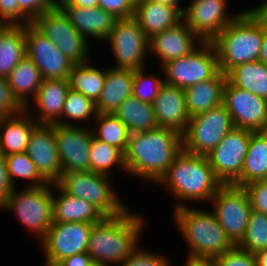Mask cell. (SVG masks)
I'll list each match as a JSON object with an SVG mask.
<instances>
[{
  "label": "cell",
  "instance_id": "obj_1",
  "mask_svg": "<svg viewBox=\"0 0 267 266\" xmlns=\"http://www.w3.org/2000/svg\"><path fill=\"white\" fill-rule=\"evenodd\" d=\"M182 151V134L174 129L158 127L131 133L125 152L126 171L157 185Z\"/></svg>",
  "mask_w": 267,
  "mask_h": 266
},
{
  "label": "cell",
  "instance_id": "obj_2",
  "mask_svg": "<svg viewBox=\"0 0 267 266\" xmlns=\"http://www.w3.org/2000/svg\"><path fill=\"white\" fill-rule=\"evenodd\" d=\"M145 226L144 216L131 208L105 216L93 223L86 252L94 262L119 266L140 243Z\"/></svg>",
  "mask_w": 267,
  "mask_h": 266
},
{
  "label": "cell",
  "instance_id": "obj_3",
  "mask_svg": "<svg viewBox=\"0 0 267 266\" xmlns=\"http://www.w3.org/2000/svg\"><path fill=\"white\" fill-rule=\"evenodd\" d=\"M158 185L167 188L173 200L176 199L175 210L191 206L192 202L209 204L223 184L216 178L207 156L182 151Z\"/></svg>",
  "mask_w": 267,
  "mask_h": 266
},
{
  "label": "cell",
  "instance_id": "obj_4",
  "mask_svg": "<svg viewBox=\"0 0 267 266\" xmlns=\"http://www.w3.org/2000/svg\"><path fill=\"white\" fill-rule=\"evenodd\" d=\"M172 211L174 227L187 243V256L215 258L235 246L209 207L204 210L192 205Z\"/></svg>",
  "mask_w": 267,
  "mask_h": 266
},
{
  "label": "cell",
  "instance_id": "obj_5",
  "mask_svg": "<svg viewBox=\"0 0 267 266\" xmlns=\"http://www.w3.org/2000/svg\"><path fill=\"white\" fill-rule=\"evenodd\" d=\"M264 28L242 11L212 41L219 70L226 74L237 65L259 60Z\"/></svg>",
  "mask_w": 267,
  "mask_h": 266
},
{
  "label": "cell",
  "instance_id": "obj_6",
  "mask_svg": "<svg viewBox=\"0 0 267 266\" xmlns=\"http://www.w3.org/2000/svg\"><path fill=\"white\" fill-rule=\"evenodd\" d=\"M52 187V188H51ZM13 188L2 210L13 213L24 229L35 235L39 242L53 223L52 199L54 184L39 187Z\"/></svg>",
  "mask_w": 267,
  "mask_h": 266
},
{
  "label": "cell",
  "instance_id": "obj_7",
  "mask_svg": "<svg viewBox=\"0 0 267 266\" xmlns=\"http://www.w3.org/2000/svg\"><path fill=\"white\" fill-rule=\"evenodd\" d=\"M113 179L91 171H72L62 173L56 184L65 193L90 202L105 216H115L125 212L129 206L126 207L117 195Z\"/></svg>",
  "mask_w": 267,
  "mask_h": 266
},
{
  "label": "cell",
  "instance_id": "obj_8",
  "mask_svg": "<svg viewBox=\"0 0 267 266\" xmlns=\"http://www.w3.org/2000/svg\"><path fill=\"white\" fill-rule=\"evenodd\" d=\"M233 128L230 114L223 104L192 116L182 133L183 151L207 156Z\"/></svg>",
  "mask_w": 267,
  "mask_h": 266
},
{
  "label": "cell",
  "instance_id": "obj_9",
  "mask_svg": "<svg viewBox=\"0 0 267 266\" xmlns=\"http://www.w3.org/2000/svg\"><path fill=\"white\" fill-rule=\"evenodd\" d=\"M32 23L74 64L90 61L91 43L70 24L57 3Z\"/></svg>",
  "mask_w": 267,
  "mask_h": 266
},
{
  "label": "cell",
  "instance_id": "obj_10",
  "mask_svg": "<svg viewBox=\"0 0 267 266\" xmlns=\"http://www.w3.org/2000/svg\"><path fill=\"white\" fill-rule=\"evenodd\" d=\"M164 82L186 89L213 78L220 70L213 44L203 41L190 54L170 60L161 66Z\"/></svg>",
  "mask_w": 267,
  "mask_h": 266
},
{
  "label": "cell",
  "instance_id": "obj_11",
  "mask_svg": "<svg viewBox=\"0 0 267 266\" xmlns=\"http://www.w3.org/2000/svg\"><path fill=\"white\" fill-rule=\"evenodd\" d=\"M104 43L115 57L116 65L111 67L138 70L147 66L150 41L134 17L116 19Z\"/></svg>",
  "mask_w": 267,
  "mask_h": 266
},
{
  "label": "cell",
  "instance_id": "obj_12",
  "mask_svg": "<svg viewBox=\"0 0 267 266\" xmlns=\"http://www.w3.org/2000/svg\"><path fill=\"white\" fill-rule=\"evenodd\" d=\"M212 203V204H211ZM211 211L230 241L237 245L245 234L251 202L246 190L235 185H222L210 200Z\"/></svg>",
  "mask_w": 267,
  "mask_h": 266
},
{
  "label": "cell",
  "instance_id": "obj_13",
  "mask_svg": "<svg viewBox=\"0 0 267 266\" xmlns=\"http://www.w3.org/2000/svg\"><path fill=\"white\" fill-rule=\"evenodd\" d=\"M93 223H52L39 242L44 250V266H56L61 260L87 251Z\"/></svg>",
  "mask_w": 267,
  "mask_h": 266
},
{
  "label": "cell",
  "instance_id": "obj_14",
  "mask_svg": "<svg viewBox=\"0 0 267 266\" xmlns=\"http://www.w3.org/2000/svg\"><path fill=\"white\" fill-rule=\"evenodd\" d=\"M251 131L233 128L207 155L216 178L233 185L241 176Z\"/></svg>",
  "mask_w": 267,
  "mask_h": 266
},
{
  "label": "cell",
  "instance_id": "obj_15",
  "mask_svg": "<svg viewBox=\"0 0 267 266\" xmlns=\"http://www.w3.org/2000/svg\"><path fill=\"white\" fill-rule=\"evenodd\" d=\"M222 104L230 114L234 128L251 132L267 131V100L231 85L223 88Z\"/></svg>",
  "mask_w": 267,
  "mask_h": 266
},
{
  "label": "cell",
  "instance_id": "obj_16",
  "mask_svg": "<svg viewBox=\"0 0 267 266\" xmlns=\"http://www.w3.org/2000/svg\"><path fill=\"white\" fill-rule=\"evenodd\" d=\"M26 56L33 60L43 79H68L70 61L32 22L24 25Z\"/></svg>",
  "mask_w": 267,
  "mask_h": 266
},
{
  "label": "cell",
  "instance_id": "obj_17",
  "mask_svg": "<svg viewBox=\"0 0 267 266\" xmlns=\"http://www.w3.org/2000/svg\"><path fill=\"white\" fill-rule=\"evenodd\" d=\"M229 0H190L182 20L203 41L211 42L240 13H228ZM227 9V10H226Z\"/></svg>",
  "mask_w": 267,
  "mask_h": 266
},
{
  "label": "cell",
  "instance_id": "obj_18",
  "mask_svg": "<svg viewBox=\"0 0 267 266\" xmlns=\"http://www.w3.org/2000/svg\"><path fill=\"white\" fill-rule=\"evenodd\" d=\"M54 135L62 173L89 171L92 128L54 124Z\"/></svg>",
  "mask_w": 267,
  "mask_h": 266
},
{
  "label": "cell",
  "instance_id": "obj_19",
  "mask_svg": "<svg viewBox=\"0 0 267 266\" xmlns=\"http://www.w3.org/2000/svg\"><path fill=\"white\" fill-rule=\"evenodd\" d=\"M26 153L47 183L56 184L59 181L62 167L58 157L54 124H38L32 130Z\"/></svg>",
  "mask_w": 267,
  "mask_h": 266
},
{
  "label": "cell",
  "instance_id": "obj_20",
  "mask_svg": "<svg viewBox=\"0 0 267 266\" xmlns=\"http://www.w3.org/2000/svg\"><path fill=\"white\" fill-rule=\"evenodd\" d=\"M149 55L158 57L162 66L170 60L184 57L194 51L203 40L182 20L175 27L155 34L149 39Z\"/></svg>",
  "mask_w": 267,
  "mask_h": 266
},
{
  "label": "cell",
  "instance_id": "obj_21",
  "mask_svg": "<svg viewBox=\"0 0 267 266\" xmlns=\"http://www.w3.org/2000/svg\"><path fill=\"white\" fill-rule=\"evenodd\" d=\"M69 89L68 79H43L33 103L25 109L38 124H56L61 119Z\"/></svg>",
  "mask_w": 267,
  "mask_h": 266
},
{
  "label": "cell",
  "instance_id": "obj_22",
  "mask_svg": "<svg viewBox=\"0 0 267 266\" xmlns=\"http://www.w3.org/2000/svg\"><path fill=\"white\" fill-rule=\"evenodd\" d=\"M159 127H167L182 134L189 123L184 89L164 82L152 103Z\"/></svg>",
  "mask_w": 267,
  "mask_h": 266
},
{
  "label": "cell",
  "instance_id": "obj_23",
  "mask_svg": "<svg viewBox=\"0 0 267 266\" xmlns=\"http://www.w3.org/2000/svg\"><path fill=\"white\" fill-rule=\"evenodd\" d=\"M68 16L70 24L88 41L104 42L113 29L115 18L100 7L84 8L59 5Z\"/></svg>",
  "mask_w": 267,
  "mask_h": 266
},
{
  "label": "cell",
  "instance_id": "obj_24",
  "mask_svg": "<svg viewBox=\"0 0 267 266\" xmlns=\"http://www.w3.org/2000/svg\"><path fill=\"white\" fill-rule=\"evenodd\" d=\"M54 190L59 192L53 193V223H97L105 217L93 204L65 193L57 184H54Z\"/></svg>",
  "mask_w": 267,
  "mask_h": 266
},
{
  "label": "cell",
  "instance_id": "obj_25",
  "mask_svg": "<svg viewBox=\"0 0 267 266\" xmlns=\"http://www.w3.org/2000/svg\"><path fill=\"white\" fill-rule=\"evenodd\" d=\"M37 125L26 109L0 118V154L5 156L26 152L30 134Z\"/></svg>",
  "mask_w": 267,
  "mask_h": 266
},
{
  "label": "cell",
  "instance_id": "obj_26",
  "mask_svg": "<svg viewBox=\"0 0 267 266\" xmlns=\"http://www.w3.org/2000/svg\"><path fill=\"white\" fill-rule=\"evenodd\" d=\"M133 17L149 39L182 21V14L175 7L155 0H145L137 4Z\"/></svg>",
  "mask_w": 267,
  "mask_h": 266
},
{
  "label": "cell",
  "instance_id": "obj_27",
  "mask_svg": "<svg viewBox=\"0 0 267 266\" xmlns=\"http://www.w3.org/2000/svg\"><path fill=\"white\" fill-rule=\"evenodd\" d=\"M106 68L104 87L95 103L97 113H114L125 99L132 96L134 70Z\"/></svg>",
  "mask_w": 267,
  "mask_h": 266
},
{
  "label": "cell",
  "instance_id": "obj_28",
  "mask_svg": "<svg viewBox=\"0 0 267 266\" xmlns=\"http://www.w3.org/2000/svg\"><path fill=\"white\" fill-rule=\"evenodd\" d=\"M226 74L219 71L213 78L184 89L186 108L190 117L222 104Z\"/></svg>",
  "mask_w": 267,
  "mask_h": 266
},
{
  "label": "cell",
  "instance_id": "obj_29",
  "mask_svg": "<svg viewBox=\"0 0 267 266\" xmlns=\"http://www.w3.org/2000/svg\"><path fill=\"white\" fill-rule=\"evenodd\" d=\"M267 179V131L252 132L240 178L233 184L243 187L248 183Z\"/></svg>",
  "mask_w": 267,
  "mask_h": 266
},
{
  "label": "cell",
  "instance_id": "obj_30",
  "mask_svg": "<svg viewBox=\"0 0 267 266\" xmlns=\"http://www.w3.org/2000/svg\"><path fill=\"white\" fill-rule=\"evenodd\" d=\"M26 56L24 25L0 27V78H7Z\"/></svg>",
  "mask_w": 267,
  "mask_h": 266
},
{
  "label": "cell",
  "instance_id": "obj_31",
  "mask_svg": "<svg viewBox=\"0 0 267 266\" xmlns=\"http://www.w3.org/2000/svg\"><path fill=\"white\" fill-rule=\"evenodd\" d=\"M7 79L15 97L25 108L35 98L43 80L38 67L27 56L16 65Z\"/></svg>",
  "mask_w": 267,
  "mask_h": 266
},
{
  "label": "cell",
  "instance_id": "obj_32",
  "mask_svg": "<svg viewBox=\"0 0 267 266\" xmlns=\"http://www.w3.org/2000/svg\"><path fill=\"white\" fill-rule=\"evenodd\" d=\"M226 80L267 100V65L260 60L235 66L226 73Z\"/></svg>",
  "mask_w": 267,
  "mask_h": 266
},
{
  "label": "cell",
  "instance_id": "obj_33",
  "mask_svg": "<svg viewBox=\"0 0 267 266\" xmlns=\"http://www.w3.org/2000/svg\"><path fill=\"white\" fill-rule=\"evenodd\" d=\"M106 79V68L95 67L92 61L73 64L69 73V88L82 93L94 103L99 100Z\"/></svg>",
  "mask_w": 267,
  "mask_h": 266
},
{
  "label": "cell",
  "instance_id": "obj_34",
  "mask_svg": "<svg viewBox=\"0 0 267 266\" xmlns=\"http://www.w3.org/2000/svg\"><path fill=\"white\" fill-rule=\"evenodd\" d=\"M113 114L127 126L130 133L159 127L153 105L144 103L134 96L125 99Z\"/></svg>",
  "mask_w": 267,
  "mask_h": 266
},
{
  "label": "cell",
  "instance_id": "obj_35",
  "mask_svg": "<svg viewBox=\"0 0 267 266\" xmlns=\"http://www.w3.org/2000/svg\"><path fill=\"white\" fill-rule=\"evenodd\" d=\"M91 128L96 139L120 149L125 154L131 133L113 113H97Z\"/></svg>",
  "mask_w": 267,
  "mask_h": 266
},
{
  "label": "cell",
  "instance_id": "obj_36",
  "mask_svg": "<svg viewBox=\"0 0 267 266\" xmlns=\"http://www.w3.org/2000/svg\"><path fill=\"white\" fill-rule=\"evenodd\" d=\"M89 158V171L91 172L114 177L113 168L117 165L116 168L122 169L127 174L125 154L120 149L99 141L93 135Z\"/></svg>",
  "mask_w": 267,
  "mask_h": 266
},
{
  "label": "cell",
  "instance_id": "obj_37",
  "mask_svg": "<svg viewBox=\"0 0 267 266\" xmlns=\"http://www.w3.org/2000/svg\"><path fill=\"white\" fill-rule=\"evenodd\" d=\"M96 114V104L92 100L86 98L80 92L69 89L66 94L61 119L56 124L78 126V124L83 121L82 123L86 122L84 126L87 127V125H89V127H91ZM68 119H70V121ZM90 120L92 124L89 122Z\"/></svg>",
  "mask_w": 267,
  "mask_h": 266
},
{
  "label": "cell",
  "instance_id": "obj_38",
  "mask_svg": "<svg viewBox=\"0 0 267 266\" xmlns=\"http://www.w3.org/2000/svg\"><path fill=\"white\" fill-rule=\"evenodd\" d=\"M8 176L13 187L17 179L25 180L23 187H39L48 184L38 173L35 164L26 152L5 155ZM29 181V182H28Z\"/></svg>",
  "mask_w": 267,
  "mask_h": 266
},
{
  "label": "cell",
  "instance_id": "obj_39",
  "mask_svg": "<svg viewBox=\"0 0 267 266\" xmlns=\"http://www.w3.org/2000/svg\"><path fill=\"white\" fill-rule=\"evenodd\" d=\"M236 246L252 254L267 249L266 214L251 211L245 234Z\"/></svg>",
  "mask_w": 267,
  "mask_h": 266
},
{
  "label": "cell",
  "instance_id": "obj_40",
  "mask_svg": "<svg viewBox=\"0 0 267 266\" xmlns=\"http://www.w3.org/2000/svg\"><path fill=\"white\" fill-rule=\"evenodd\" d=\"M146 68L134 70L132 96L144 103L152 104L164 84V78L146 74Z\"/></svg>",
  "mask_w": 267,
  "mask_h": 266
},
{
  "label": "cell",
  "instance_id": "obj_41",
  "mask_svg": "<svg viewBox=\"0 0 267 266\" xmlns=\"http://www.w3.org/2000/svg\"><path fill=\"white\" fill-rule=\"evenodd\" d=\"M169 260L166 255L145 250L143 247L141 249V245L138 244L119 266H171Z\"/></svg>",
  "mask_w": 267,
  "mask_h": 266
},
{
  "label": "cell",
  "instance_id": "obj_42",
  "mask_svg": "<svg viewBox=\"0 0 267 266\" xmlns=\"http://www.w3.org/2000/svg\"><path fill=\"white\" fill-rule=\"evenodd\" d=\"M25 107L15 97L7 78H0V118L15 115Z\"/></svg>",
  "mask_w": 267,
  "mask_h": 266
},
{
  "label": "cell",
  "instance_id": "obj_43",
  "mask_svg": "<svg viewBox=\"0 0 267 266\" xmlns=\"http://www.w3.org/2000/svg\"><path fill=\"white\" fill-rule=\"evenodd\" d=\"M217 266H257L255 255L236 245L215 257Z\"/></svg>",
  "mask_w": 267,
  "mask_h": 266
},
{
  "label": "cell",
  "instance_id": "obj_44",
  "mask_svg": "<svg viewBox=\"0 0 267 266\" xmlns=\"http://www.w3.org/2000/svg\"><path fill=\"white\" fill-rule=\"evenodd\" d=\"M243 188L249 196L252 210L267 215V179L248 183Z\"/></svg>",
  "mask_w": 267,
  "mask_h": 266
},
{
  "label": "cell",
  "instance_id": "obj_45",
  "mask_svg": "<svg viewBox=\"0 0 267 266\" xmlns=\"http://www.w3.org/2000/svg\"><path fill=\"white\" fill-rule=\"evenodd\" d=\"M0 22L3 25H26L31 23L20 11L17 0H0Z\"/></svg>",
  "mask_w": 267,
  "mask_h": 266
},
{
  "label": "cell",
  "instance_id": "obj_46",
  "mask_svg": "<svg viewBox=\"0 0 267 266\" xmlns=\"http://www.w3.org/2000/svg\"><path fill=\"white\" fill-rule=\"evenodd\" d=\"M98 7L117 19L133 17L135 11V6L130 0H98Z\"/></svg>",
  "mask_w": 267,
  "mask_h": 266
},
{
  "label": "cell",
  "instance_id": "obj_47",
  "mask_svg": "<svg viewBox=\"0 0 267 266\" xmlns=\"http://www.w3.org/2000/svg\"><path fill=\"white\" fill-rule=\"evenodd\" d=\"M20 11L33 22L43 11L53 7L57 0H17Z\"/></svg>",
  "mask_w": 267,
  "mask_h": 266
},
{
  "label": "cell",
  "instance_id": "obj_48",
  "mask_svg": "<svg viewBox=\"0 0 267 266\" xmlns=\"http://www.w3.org/2000/svg\"><path fill=\"white\" fill-rule=\"evenodd\" d=\"M7 170L5 157L0 154V209L3 208L5 201L13 190Z\"/></svg>",
  "mask_w": 267,
  "mask_h": 266
},
{
  "label": "cell",
  "instance_id": "obj_49",
  "mask_svg": "<svg viewBox=\"0 0 267 266\" xmlns=\"http://www.w3.org/2000/svg\"><path fill=\"white\" fill-rule=\"evenodd\" d=\"M245 9L263 28L267 29V0Z\"/></svg>",
  "mask_w": 267,
  "mask_h": 266
},
{
  "label": "cell",
  "instance_id": "obj_50",
  "mask_svg": "<svg viewBox=\"0 0 267 266\" xmlns=\"http://www.w3.org/2000/svg\"><path fill=\"white\" fill-rule=\"evenodd\" d=\"M91 262V256L83 252L61 260L56 266H88Z\"/></svg>",
  "mask_w": 267,
  "mask_h": 266
},
{
  "label": "cell",
  "instance_id": "obj_51",
  "mask_svg": "<svg viewBox=\"0 0 267 266\" xmlns=\"http://www.w3.org/2000/svg\"><path fill=\"white\" fill-rule=\"evenodd\" d=\"M184 266H217L215 258L186 256Z\"/></svg>",
  "mask_w": 267,
  "mask_h": 266
},
{
  "label": "cell",
  "instance_id": "obj_52",
  "mask_svg": "<svg viewBox=\"0 0 267 266\" xmlns=\"http://www.w3.org/2000/svg\"><path fill=\"white\" fill-rule=\"evenodd\" d=\"M58 5H73L77 7L92 8L98 6V0H57Z\"/></svg>",
  "mask_w": 267,
  "mask_h": 266
},
{
  "label": "cell",
  "instance_id": "obj_53",
  "mask_svg": "<svg viewBox=\"0 0 267 266\" xmlns=\"http://www.w3.org/2000/svg\"><path fill=\"white\" fill-rule=\"evenodd\" d=\"M259 60L267 65V29L264 28V37L259 54Z\"/></svg>",
  "mask_w": 267,
  "mask_h": 266
},
{
  "label": "cell",
  "instance_id": "obj_54",
  "mask_svg": "<svg viewBox=\"0 0 267 266\" xmlns=\"http://www.w3.org/2000/svg\"><path fill=\"white\" fill-rule=\"evenodd\" d=\"M257 266H267V249L261 250L254 254Z\"/></svg>",
  "mask_w": 267,
  "mask_h": 266
},
{
  "label": "cell",
  "instance_id": "obj_55",
  "mask_svg": "<svg viewBox=\"0 0 267 266\" xmlns=\"http://www.w3.org/2000/svg\"><path fill=\"white\" fill-rule=\"evenodd\" d=\"M155 1L165 4V5L175 7L181 14L184 11V7L182 8V6L180 5L181 1L183 0H155Z\"/></svg>",
  "mask_w": 267,
  "mask_h": 266
},
{
  "label": "cell",
  "instance_id": "obj_56",
  "mask_svg": "<svg viewBox=\"0 0 267 266\" xmlns=\"http://www.w3.org/2000/svg\"><path fill=\"white\" fill-rule=\"evenodd\" d=\"M88 266H108V265L92 261Z\"/></svg>",
  "mask_w": 267,
  "mask_h": 266
},
{
  "label": "cell",
  "instance_id": "obj_57",
  "mask_svg": "<svg viewBox=\"0 0 267 266\" xmlns=\"http://www.w3.org/2000/svg\"><path fill=\"white\" fill-rule=\"evenodd\" d=\"M143 1H145V0H130V2H131L134 6H136V5L139 4V3H142Z\"/></svg>",
  "mask_w": 267,
  "mask_h": 266
}]
</instances>
